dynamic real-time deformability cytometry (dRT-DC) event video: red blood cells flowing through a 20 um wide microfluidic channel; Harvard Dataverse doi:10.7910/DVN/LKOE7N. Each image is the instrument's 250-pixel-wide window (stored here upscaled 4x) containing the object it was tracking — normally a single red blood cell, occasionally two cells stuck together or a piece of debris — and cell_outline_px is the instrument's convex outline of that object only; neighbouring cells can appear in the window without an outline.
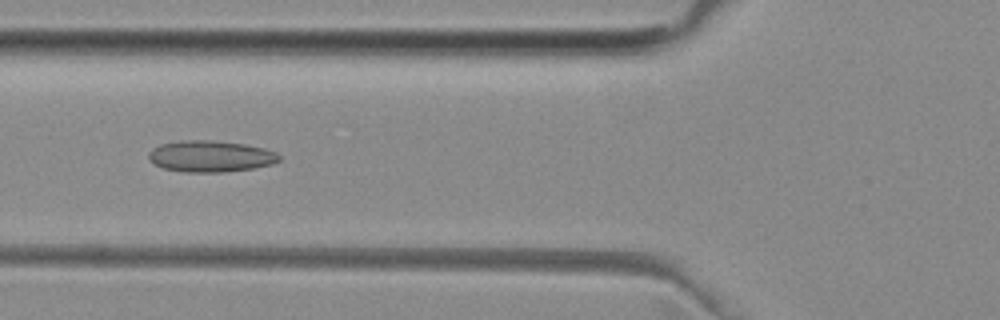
{"species": "common noctule bat (a hibernating species)", "species_latin": "Nyctalus noctula", "temperature_condition": "room temperature", "stored_images_in_passage": 51, "camera_frame_rate_fps": 3000, "um_per_image_px": 0.085, "animal": {"sex": "female", "body_mass_g": 29.2, "forearm_length_mm": 56.3}, "frame": {"image": 1, "passage_image": 19, "time_ms": 6.0, "image_size_px": [1000, 320], "cell_outline_px": [[280, 160], [272, 164], [252, 168], [224, 172], [180, 172], [164, 168], [148, 160], [148, 152], [152, 148], [160, 144], [180, 140], [212, 140], [244, 144], [264, 148], [276, 152], [280, 156]], "centroid_in_image_um": [17.86, 13.28], "position_along_channel_um": 107.9, "area_um2": 23.99}}
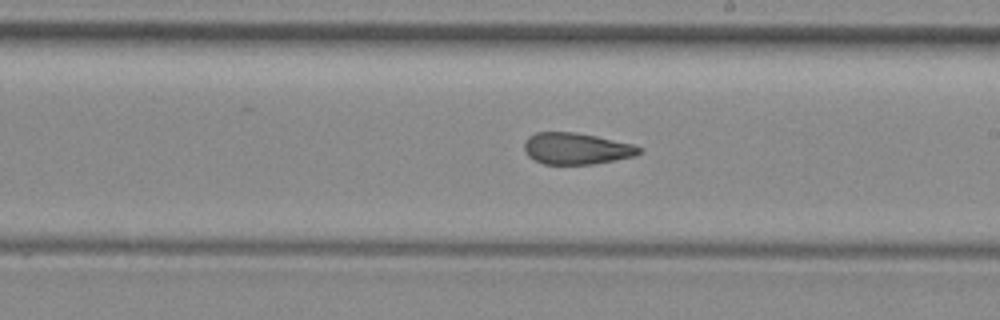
{"frame": {"image": 2, "passage_image": 29, "time_ms": 9.333, "image_size_px": [1000, 320], "cell_outline_px": [[640, 152], [636, 156], [596, 164], [544, 164], [528, 156], [524, 152], [524, 140], [528, 136], [536, 132], [576, 132], [636, 144], [640, 148]], "centroid_in_image_um": [48.99, 12.62], "position_along_channel_um": 240.0, "area_um2": 21.33}}
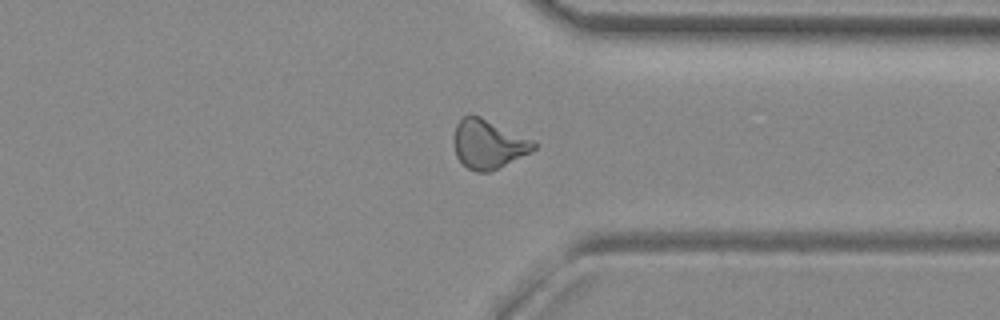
{"frame": {"image": 3, "passage_image": 39, "time_ms": 12.667, "image_size_px": [1000, 320], "cell_outline_px": [[536, 148], [532, 152], [488, 172], [476, 172], [468, 168], [456, 156], [456, 124], [468, 112], [480, 116], [532, 140], [536, 144]], "centroid_in_image_um": [41.52, 12.24], "position_along_channel_um": 369.9, "area_um2": 22.31}, "authors_computed_cell_mechanics": {"area_um2": 22.3108, "velocity_mm_per_s": 3.9657, "shape_relaxation_time_tau1_ms": null, "shape_relaxation_time_tau2_ms": 2.3889, "deformation_change_tau1": null, "deformation_change_tau2": 0.1087}}